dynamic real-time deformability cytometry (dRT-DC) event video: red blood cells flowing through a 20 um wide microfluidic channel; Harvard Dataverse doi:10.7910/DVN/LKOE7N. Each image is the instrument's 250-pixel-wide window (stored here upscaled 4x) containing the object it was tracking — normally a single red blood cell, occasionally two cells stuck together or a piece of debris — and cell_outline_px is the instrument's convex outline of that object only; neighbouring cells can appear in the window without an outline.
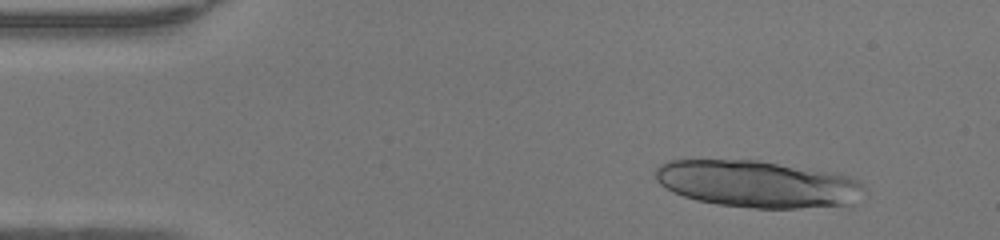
{"species": "human", "species_latin": "Homo sapiens", "temperature_condition": "warm", "stored_images_in_passage": 14, "camera_frame_rate_fps": 3000, "um_per_image_px": 0.085, "donor": {"sex": "female"}, "frame": {"image": 1, "passage_image": 5, "time_ms": 1.333, "image_size_px": [1000, 240], "cell_outline_px": [[864, 188], [852, 208], [756, 208], [716, 204], [696, 200], [672, 192], [660, 184], [656, 180], [656, 168], [660, 164], [668, 160], [756, 160], [848, 176], [860, 180]], "centroid_in_image_um": [64.43, 15.67], "position_along_channel_um": 20.6, "area_um2": 57.4}}